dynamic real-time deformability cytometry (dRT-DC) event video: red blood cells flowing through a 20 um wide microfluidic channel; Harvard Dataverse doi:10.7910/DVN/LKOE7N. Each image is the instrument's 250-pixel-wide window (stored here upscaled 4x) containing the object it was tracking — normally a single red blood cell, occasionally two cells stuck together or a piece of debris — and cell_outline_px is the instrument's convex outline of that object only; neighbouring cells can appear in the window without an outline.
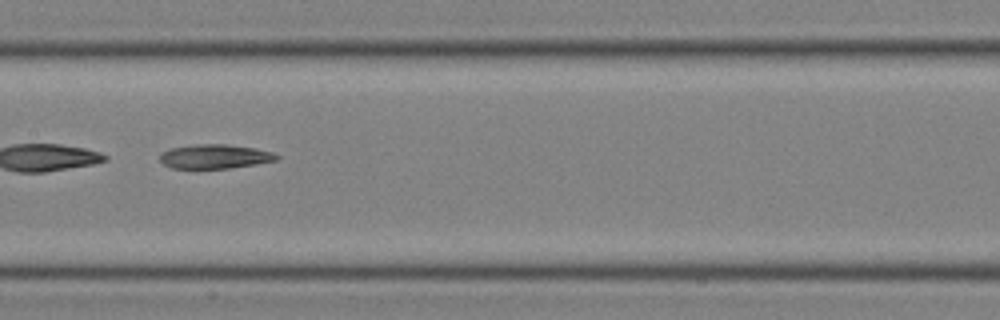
{"species": "common noctule bat (a hibernating species)", "species_latin": "Nyctalus noctula", "temperature_condition": "room temperature", "stored_images_in_passage": 27, "camera_frame_rate_fps": 3000, "um_per_image_px": 0.085, "animal": {"sex": "male", "body_mass_g": 19.0, "forearm_length_mm": 50.8}, "frame": {"image": 1, "passage_image": 8, "time_ms": 2.333, "image_size_px": [1000, 320], "cell_outline_px": [[280, 156], [276, 160], [256, 164], [228, 168], [172, 168], [164, 164], [160, 160], [160, 152], [168, 148], [196, 144], [224, 144], [256, 148], [272, 152]], "centroid_in_image_um": [18.23, 13.29], "position_along_channel_um": 189.2, "area_um2": 16.47}}
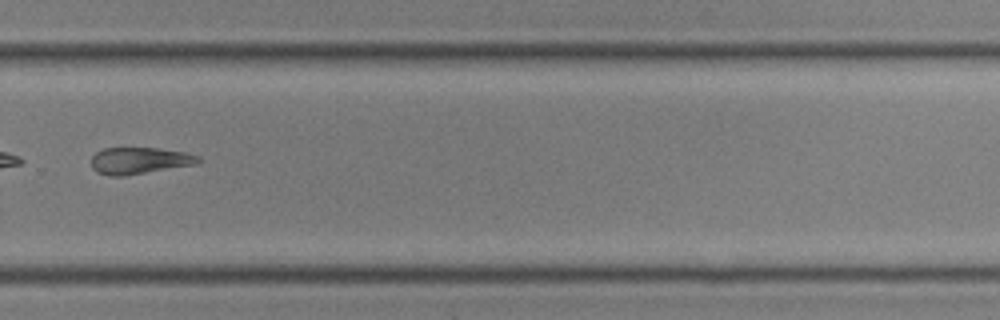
{"frame": {"image": 2, "passage_image": 16, "time_ms": 5.0, "image_size_px": [1000, 320], "cell_outline_px": [[204, 160], [200, 164], [124, 176], [112, 176], [96, 172], [92, 168], [92, 156], [96, 152], [104, 148], [156, 148], [184, 152], [200, 156]], "centroid_in_image_um": [11.92, 13.66], "position_along_channel_um": 317.9, "area_um2": 16.88}}